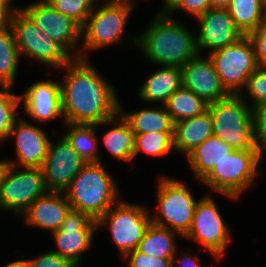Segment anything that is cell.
I'll list each match as a JSON object with an SVG mask.
<instances>
[{
	"label": "cell",
	"instance_id": "d590c367",
	"mask_svg": "<svg viewBox=\"0 0 266 267\" xmlns=\"http://www.w3.org/2000/svg\"><path fill=\"white\" fill-rule=\"evenodd\" d=\"M129 258L128 267H172V261L168 258L154 257L139 252L137 249L128 252L123 259Z\"/></svg>",
	"mask_w": 266,
	"mask_h": 267
},
{
	"label": "cell",
	"instance_id": "60d3db41",
	"mask_svg": "<svg viewBox=\"0 0 266 267\" xmlns=\"http://www.w3.org/2000/svg\"><path fill=\"white\" fill-rule=\"evenodd\" d=\"M193 255H187V254H183L182 257H180V259H175V257L172 260V267H175L174 261H179V264L182 265V267H201L200 265V261L199 258L197 257H192Z\"/></svg>",
	"mask_w": 266,
	"mask_h": 267
},
{
	"label": "cell",
	"instance_id": "f546056e",
	"mask_svg": "<svg viewBox=\"0 0 266 267\" xmlns=\"http://www.w3.org/2000/svg\"><path fill=\"white\" fill-rule=\"evenodd\" d=\"M19 60L21 58L13 29L10 27L0 31V84L13 86Z\"/></svg>",
	"mask_w": 266,
	"mask_h": 267
},
{
	"label": "cell",
	"instance_id": "d6a6232c",
	"mask_svg": "<svg viewBox=\"0 0 266 267\" xmlns=\"http://www.w3.org/2000/svg\"><path fill=\"white\" fill-rule=\"evenodd\" d=\"M96 1L97 0H47L55 10L72 18L81 27L92 13Z\"/></svg>",
	"mask_w": 266,
	"mask_h": 267
},
{
	"label": "cell",
	"instance_id": "603a6c76",
	"mask_svg": "<svg viewBox=\"0 0 266 267\" xmlns=\"http://www.w3.org/2000/svg\"><path fill=\"white\" fill-rule=\"evenodd\" d=\"M232 151L227 143L212 135L186 156L194 175L202 181L214 166Z\"/></svg>",
	"mask_w": 266,
	"mask_h": 267
},
{
	"label": "cell",
	"instance_id": "74e56055",
	"mask_svg": "<svg viewBox=\"0 0 266 267\" xmlns=\"http://www.w3.org/2000/svg\"><path fill=\"white\" fill-rule=\"evenodd\" d=\"M255 48L256 60L259 66H266V17L262 23L248 36Z\"/></svg>",
	"mask_w": 266,
	"mask_h": 267
},
{
	"label": "cell",
	"instance_id": "44dd1931",
	"mask_svg": "<svg viewBox=\"0 0 266 267\" xmlns=\"http://www.w3.org/2000/svg\"><path fill=\"white\" fill-rule=\"evenodd\" d=\"M212 135L213 121L209 110L201 115L177 121L173 129L174 151L187 155Z\"/></svg>",
	"mask_w": 266,
	"mask_h": 267
},
{
	"label": "cell",
	"instance_id": "4dcf8cb0",
	"mask_svg": "<svg viewBox=\"0 0 266 267\" xmlns=\"http://www.w3.org/2000/svg\"><path fill=\"white\" fill-rule=\"evenodd\" d=\"M174 150L173 132H154L134 135V157L143 151L152 156H161Z\"/></svg>",
	"mask_w": 266,
	"mask_h": 267
},
{
	"label": "cell",
	"instance_id": "d6986e66",
	"mask_svg": "<svg viewBox=\"0 0 266 267\" xmlns=\"http://www.w3.org/2000/svg\"><path fill=\"white\" fill-rule=\"evenodd\" d=\"M24 110L33 119L49 121L63 116L61 86L51 80L33 83L26 92L20 96Z\"/></svg>",
	"mask_w": 266,
	"mask_h": 267
},
{
	"label": "cell",
	"instance_id": "836d02e7",
	"mask_svg": "<svg viewBox=\"0 0 266 267\" xmlns=\"http://www.w3.org/2000/svg\"><path fill=\"white\" fill-rule=\"evenodd\" d=\"M246 88L254 102L253 110L266 105V66H259L249 76Z\"/></svg>",
	"mask_w": 266,
	"mask_h": 267
},
{
	"label": "cell",
	"instance_id": "d4e9b609",
	"mask_svg": "<svg viewBox=\"0 0 266 267\" xmlns=\"http://www.w3.org/2000/svg\"><path fill=\"white\" fill-rule=\"evenodd\" d=\"M174 234L175 231L151 222L137 250L149 256L168 258L172 261L176 253Z\"/></svg>",
	"mask_w": 266,
	"mask_h": 267
},
{
	"label": "cell",
	"instance_id": "8fae6325",
	"mask_svg": "<svg viewBox=\"0 0 266 267\" xmlns=\"http://www.w3.org/2000/svg\"><path fill=\"white\" fill-rule=\"evenodd\" d=\"M10 163L11 166L0 188V207L21 215L37 198L46 195L49 190L41 168H21L18 171L15 169L16 163Z\"/></svg>",
	"mask_w": 266,
	"mask_h": 267
},
{
	"label": "cell",
	"instance_id": "ac0fdd59",
	"mask_svg": "<svg viewBox=\"0 0 266 267\" xmlns=\"http://www.w3.org/2000/svg\"><path fill=\"white\" fill-rule=\"evenodd\" d=\"M46 132L24 120L14 122L9 137L15 135L18 165L23 169L41 168L47 153L50 140Z\"/></svg>",
	"mask_w": 266,
	"mask_h": 267
},
{
	"label": "cell",
	"instance_id": "1f68e13d",
	"mask_svg": "<svg viewBox=\"0 0 266 267\" xmlns=\"http://www.w3.org/2000/svg\"><path fill=\"white\" fill-rule=\"evenodd\" d=\"M0 141L9 138L10 131L17 119L15 111L21 102L20 96L11 93V86L0 84Z\"/></svg>",
	"mask_w": 266,
	"mask_h": 267
},
{
	"label": "cell",
	"instance_id": "9a60e30c",
	"mask_svg": "<svg viewBox=\"0 0 266 267\" xmlns=\"http://www.w3.org/2000/svg\"><path fill=\"white\" fill-rule=\"evenodd\" d=\"M97 228L96 220L86 213L71 209L60 229L52 232L57 247L53 252L79 266L82 253L92 246L94 231Z\"/></svg>",
	"mask_w": 266,
	"mask_h": 267
},
{
	"label": "cell",
	"instance_id": "7c38bea8",
	"mask_svg": "<svg viewBox=\"0 0 266 267\" xmlns=\"http://www.w3.org/2000/svg\"><path fill=\"white\" fill-rule=\"evenodd\" d=\"M184 237L201 243L217 259L225 252L230 234L211 196L197 201L192 225Z\"/></svg>",
	"mask_w": 266,
	"mask_h": 267
},
{
	"label": "cell",
	"instance_id": "e575fe53",
	"mask_svg": "<svg viewBox=\"0 0 266 267\" xmlns=\"http://www.w3.org/2000/svg\"><path fill=\"white\" fill-rule=\"evenodd\" d=\"M254 141L260 159L266 150V105L253 110Z\"/></svg>",
	"mask_w": 266,
	"mask_h": 267
},
{
	"label": "cell",
	"instance_id": "8d00e7d4",
	"mask_svg": "<svg viewBox=\"0 0 266 267\" xmlns=\"http://www.w3.org/2000/svg\"><path fill=\"white\" fill-rule=\"evenodd\" d=\"M27 267H78L72 260L49 251L36 259L25 260Z\"/></svg>",
	"mask_w": 266,
	"mask_h": 267
},
{
	"label": "cell",
	"instance_id": "8992f818",
	"mask_svg": "<svg viewBox=\"0 0 266 267\" xmlns=\"http://www.w3.org/2000/svg\"><path fill=\"white\" fill-rule=\"evenodd\" d=\"M158 181V214L151 216L152 223L185 236L192 225L197 201L184 182L168 177Z\"/></svg>",
	"mask_w": 266,
	"mask_h": 267
},
{
	"label": "cell",
	"instance_id": "2e32d148",
	"mask_svg": "<svg viewBox=\"0 0 266 267\" xmlns=\"http://www.w3.org/2000/svg\"><path fill=\"white\" fill-rule=\"evenodd\" d=\"M181 71L182 86L191 90L208 104L230 95L223 86L209 55L208 58H203L201 54H198L189 60Z\"/></svg>",
	"mask_w": 266,
	"mask_h": 267
},
{
	"label": "cell",
	"instance_id": "30bf717a",
	"mask_svg": "<svg viewBox=\"0 0 266 267\" xmlns=\"http://www.w3.org/2000/svg\"><path fill=\"white\" fill-rule=\"evenodd\" d=\"M11 28L20 56L25 55L56 68H63L72 59L58 43L41 31L21 8L14 13Z\"/></svg>",
	"mask_w": 266,
	"mask_h": 267
},
{
	"label": "cell",
	"instance_id": "52a82bcc",
	"mask_svg": "<svg viewBox=\"0 0 266 267\" xmlns=\"http://www.w3.org/2000/svg\"><path fill=\"white\" fill-rule=\"evenodd\" d=\"M132 4L131 0H106L105 4L98 6L100 8L94 6L81 29V34H84L83 51L123 41L122 35Z\"/></svg>",
	"mask_w": 266,
	"mask_h": 267
},
{
	"label": "cell",
	"instance_id": "5b68a950",
	"mask_svg": "<svg viewBox=\"0 0 266 267\" xmlns=\"http://www.w3.org/2000/svg\"><path fill=\"white\" fill-rule=\"evenodd\" d=\"M260 157L256 149L233 150L202 180L206 186L230 198H238L251 187L259 174Z\"/></svg>",
	"mask_w": 266,
	"mask_h": 267
},
{
	"label": "cell",
	"instance_id": "ab89813d",
	"mask_svg": "<svg viewBox=\"0 0 266 267\" xmlns=\"http://www.w3.org/2000/svg\"><path fill=\"white\" fill-rule=\"evenodd\" d=\"M10 4L9 1L0 0V31L11 27L13 15L17 11Z\"/></svg>",
	"mask_w": 266,
	"mask_h": 267
},
{
	"label": "cell",
	"instance_id": "ba28073f",
	"mask_svg": "<svg viewBox=\"0 0 266 267\" xmlns=\"http://www.w3.org/2000/svg\"><path fill=\"white\" fill-rule=\"evenodd\" d=\"M118 202L97 220V225H109L113 241L124 257L128 252L137 249L152 222V217L144 206Z\"/></svg>",
	"mask_w": 266,
	"mask_h": 267
},
{
	"label": "cell",
	"instance_id": "7a4b0ae2",
	"mask_svg": "<svg viewBox=\"0 0 266 267\" xmlns=\"http://www.w3.org/2000/svg\"><path fill=\"white\" fill-rule=\"evenodd\" d=\"M168 14H158L151 26L133 44L141 47L146 58L160 66L182 68L199 54L196 36L173 21Z\"/></svg>",
	"mask_w": 266,
	"mask_h": 267
},
{
	"label": "cell",
	"instance_id": "f1b7e54d",
	"mask_svg": "<svg viewBox=\"0 0 266 267\" xmlns=\"http://www.w3.org/2000/svg\"><path fill=\"white\" fill-rule=\"evenodd\" d=\"M69 131L64 135L73 149L86 162H101L98 155V139L95 136V124H67Z\"/></svg>",
	"mask_w": 266,
	"mask_h": 267
},
{
	"label": "cell",
	"instance_id": "e0dca14e",
	"mask_svg": "<svg viewBox=\"0 0 266 267\" xmlns=\"http://www.w3.org/2000/svg\"><path fill=\"white\" fill-rule=\"evenodd\" d=\"M197 19L200 21L199 34L196 36L199 54L204 48L213 53L233 45L243 37L227 9L210 8Z\"/></svg>",
	"mask_w": 266,
	"mask_h": 267
},
{
	"label": "cell",
	"instance_id": "f6af8a7d",
	"mask_svg": "<svg viewBox=\"0 0 266 267\" xmlns=\"http://www.w3.org/2000/svg\"><path fill=\"white\" fill-rule=\"evenodd\" d=\"M4 267H27V264L25 262V260H17V261H13L7 265H5Z\"/></svg>",
	"mask_w": 266,
	"mask_h": 267
},
{
	"label": "cell",
	"instance_id": "4316f807",
	"mask_svg": "<svg viewBox=\"0 0 266 267\" xmlns=\"http://www.w3.org/2000/svg\"><path fill=\"white\" fill-rule=\"evenodd\" d=\"M164 105L174 123L201 115L208 110V103L183 86L178 88Z\"/></svg>",
	"mask_w": 266,
	"mask_h": 267
},
{
	"label": "cell",
	"instance_id": "83f0119b",
	"mask_svg": "<svg viewBox=\"0 0 266 267\" xmlns=\"http://www.w3.org/2000/svg\"><path fill=\"white\" fill-rule=\"evenodd\" d=\"M118 117V124L103 135V142L116 159L131 161L134 155V133L120 113Z\"/></svg>",
	"mask_w": 266,
	"mask_h": 267
},
{
	"label": "cell",
	"instance_id": "ffe728a7",
	"mask_svg": "<svg viewBox=\"0 0 266 267\" xmlns=\"http://www.w3.org/2000/svg\"><path fill=\"white\" fill-rule=\"evenodd\" d=\"M71 209L63 192H48L37 198L21 215L29 226L54 232L60 229Z\"/></svg>",
	"mask_w": 266,
	"mask_h": 267
},
{
	"label": "cell",
	"instance_id": "7bdbcfd3",
	"mask_svg": "<svg viewBox=\"0 0 266 267\" xmlns=\"http://www.w3.org/2000/svg\"><path fill=\"white\" fill-rule=\"evenodd\" d=\"M179 2L180 0H165V5L159 13L168 14Z\"/></svg>",
	"mask_w": 266,
	"mask_h": 267
},
{
	"label": "cell",
	"instance_id": "7402d4cb",
	"mask_svg": "<svg viewBox=\"0 0 266 267\" xmlns=\"http://www.w3.org/2000/svg\"><path fill=\"white\" fill-rule=\"evenodd\" d=\"M182 86V71L179 67L162 66L144 82L138 91L141 100L145 102H163Z\"/></svg>",
	"mask_w": 266,
	"mask_h": 267
},
{
	"label": "cell",
	"instance_id": "3957f363",
	"mask_svg": "<svg viewBox=\"0 0 266 267\" xmlns=\"http://www.w3.org/2000/svg\"><path fill=\"white\" fill-rule=\"evenodd\" d=\"M117 181L101 162H87L64 191L72 210L98 220L118 200Z\"/></svg>",
	"mask_w": 266,
	"mask_h": 267
},
{
	"label": "cell",
	"instance_id": "484cf974",
	"mask_svg": "<svg viewBox=\"0 0 266 267\" xmlns=\"http://www.w3.org/2000/svg\"><path fill=\"white\" fill-rule=\"evenodd\" d=\"M227 10L243 36L254 32L266 17V5L262 0H232Z\"/></svg>",
	"mask_w": 266,
	"mask_h": 267
},
{
	"label": "cell",
	"instance_id": "b9f144b4",
	"mask_svg": "<svg viewBox=\"0 0 266 267\" xmlns=\"http://www.w3.org/2000/svg\"><path fill=\"white\" fill-rule=\"evenodd\" d=\"M11 166L10 161L2 160L0 161V188L4 182L6 174Z\"/></svg>",
	"mask_w": 266,
	"mask_h": 267
},
{
	"label": "cell",
	"instance_id": "277c9868",
	"mask_svg": "<svg viewBox=\"0 0 266 267\" xmlns=\"http://www.w3.org/2000/svg\"><path fill=\"white\" fill-rule=\"evenodd\" d=\"M242 94L208 104L213 121V135L227 143L233 150L256 149L254 141L253 109Z\"/></svg>",
	"mask_w": 266,
	"mask_h": 267
},
{
	"label": "cell",
	"instance_id": "f35d334b",
	"mask_svg": "<svg viewBox=\"0 0 266 267\" xmlns=\"http://www.w3.org/2000/svg\"><path fill=\"white\" fill-rule=\"evenodd\" d=\"M212 8L211 0H180V2L168 13L182 10L194 15L196 18Z\"/></svg>",
	"mask_w": 266,
	"mask_h": 267
},
{
	"label": "cell",
	"instance_id": "5bb4252c",
	"mask_svg": "<svg viewBox=\"0 0 266 267\" xmlns=\"http://www.w3.org/2000/svg\"><path fill=\"white\" fill-rule=\"evenodd\" d=\"M87 162L63 136L57 144L50 142L46 159L41 167L49 192H63Z\"/></svg>",
	"mask_w": 266,
	"mask_h": 267
},
{
	"label": "cell",
	"instance_id": "ee69618b",
	"mask_svg": "<svg viewBox=\"0 0 266 267\" xmlns=\"http://www.w3.org/2000/svg\"><path fill=\"white\" fill-rule=\"evenodd\" d=\"M232 0H211L212 8L227 9Z\"/></svg>",
	"mask_w": 266,
	"mask_h": 267
},
{
	"label": "cell",
	"instance_id": "9c48e42d",
	"mask_svg": "<svg viewBox=\"0 0 266 267\" xmlns=\"http://www.w3.org/2000/svg\"><path fill=\"white\" fill-rule=\"evenodd\" d=\"M223 86L230 94H241L249 76L259 67L255 48L248 36L233 45L209 53Z\"/></svg>",
	"mask_w": 266,
	"mask_h": 267
},
{
	"label": "cell",
	"instance_id": "4fadbf2b",
	"mask_svg": "<svg viewBox=\"0 0 266 267\" xmlns=\"http://www.w3.org/2000/svg\"><path fill=\"white\" fill-rule=\"evenodd\" d=\"M21 10L44 34L74 57L70 50L76 47L79 38L82 37V27L76 21L55 10L47 0L36 1Z\"/></svg>",
	"mask_w": 266,
	"mask_h": 267
},
{
	"label": "cell",
	"instance_id": "6da1fadb",
	"mask_svg": "<svg viewBox=\"0 0 266 267\" xmlns=\"http://www.w3.org/2000/svg\"><path fill=\"white\" fill-rule=\"evenodd\" d=\"M63 68L67 70L60 84L65 124L103 125L117 120L120 103L115 90L85 56L77 54Z\"/></svg>",
	"mask_w": 266,
	"mask_h": 267
},
{
	"label": "cell",
	"instance_id": "cb8c5ba5",
	"mask_svg": "<svg viewBox=\"0 0 266 267\" xmlns=\"http://www.w3.org/2000/svg\"><path fill=\"white\" fill-rule=\"evenodd\" d=\"M119 113L128 122L134 135L154 132H173L174 122L166 108L141 109L140 111L129 112L122 111L119 104Z\"/></svg>",
	"mask_w": 266,
	"mask_h": 267
}]
</instances>
